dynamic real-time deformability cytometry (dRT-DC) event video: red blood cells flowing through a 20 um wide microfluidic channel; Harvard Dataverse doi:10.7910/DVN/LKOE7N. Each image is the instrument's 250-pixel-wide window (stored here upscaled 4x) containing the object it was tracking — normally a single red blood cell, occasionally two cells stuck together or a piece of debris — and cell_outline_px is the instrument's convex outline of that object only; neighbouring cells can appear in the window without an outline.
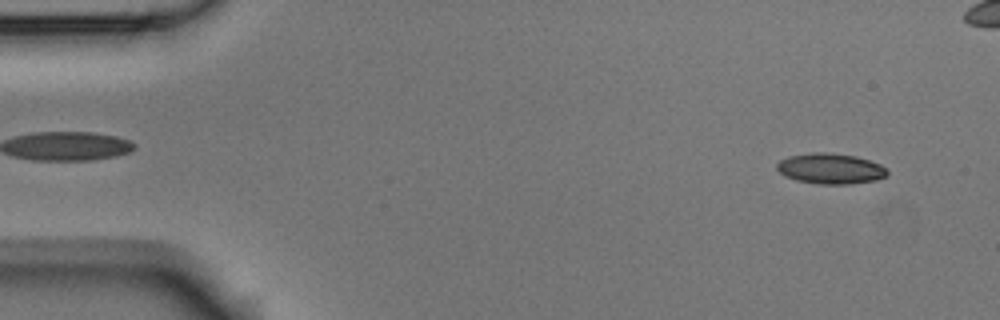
{"species": "Egyptian fruit bat (a non-hibernating species)", "species_latin": "Rousettus aegyptiacus", "temperature_condition": "room temperature", "stored_images_in_passage": 5, "camera_frame_rate_fps": 3000, "um_per_image_px": 0.085, "animal": {"sex": "male"}, "frame": {"image": 1, "passage_image": 1, "time_ms": 0.0, "image_size_px": [1000, 320], "cell_outline_px": [[888, 176], [876, 180], [848, 184], [816, 184], [796, 180], [784, 176], [776, 168], [776, 164], [780, 160], [788, 156], [812, 152], [828, 152], [856, 156], [880, 164], [888, 168]], "centroid_in_image_um": [70.59, 14.33], "position_along_channel_um": 14.4, "area_um2": 19.88}}